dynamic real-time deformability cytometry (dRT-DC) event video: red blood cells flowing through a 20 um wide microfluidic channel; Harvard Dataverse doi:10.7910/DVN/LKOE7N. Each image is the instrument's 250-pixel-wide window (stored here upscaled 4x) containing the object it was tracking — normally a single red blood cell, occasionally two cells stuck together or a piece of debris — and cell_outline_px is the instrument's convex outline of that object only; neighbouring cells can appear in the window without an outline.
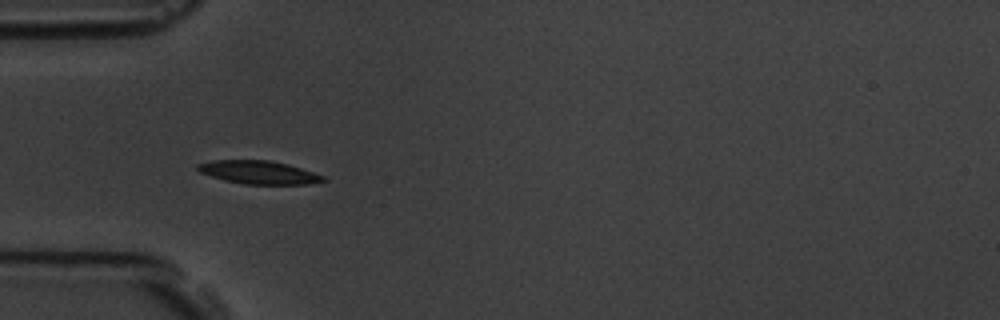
{"species": "common noctule bat (a hibernating species)", "species_latin": "Nyctalus noctula", "temperature_condition": "room temperature", "stored_images_in_passage": 8, "camera_frame_rate_fps": 3000, "um_per_image_px": 0.085, "animal": {"sex": "male", "body_mass_g": 19.5, "forearm_length_mm": 54.6}, "frame": {"image": 1, "passage_image": 6, "time_ms": 5.667, "image_size_px": [1000, 320], "cell_outline_px": [[328, 180], [308, 184], [244, 184], [224, 180], [200, 172], [196, 168], [196, 164], [212, 160], [268, 160], [288, 164], [324, 176]], "centroid_in_image_um": [21.97, 14.64], "position_along_channel_um": 63.0, "area_um2": 16.88}}
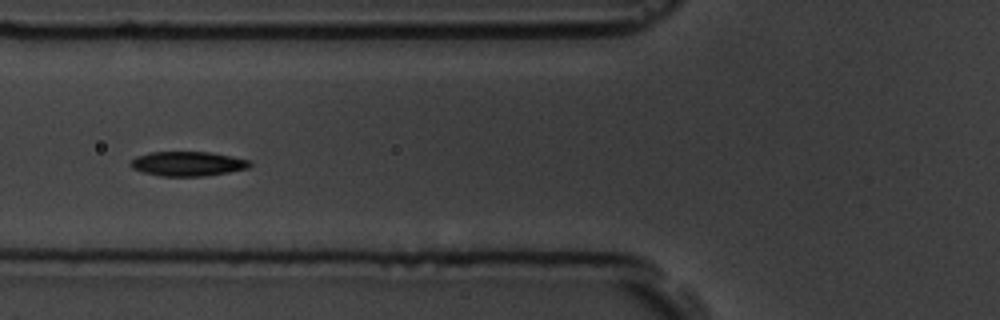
{"frame": {"image": 2, "passage_image": 7, "time_ms": 7.0, "image_size_px": [1000, 320], "cell_outline_px": [[252, 164], [248, 168], [228, 172], [204, 176], [160, 176], [144, 172], [132, 168], [128, 164], [136, 156], [148, 152], [212, 152], [252, 160]], "centroid_in_image_um": [15.97, 13.91], "position_along_channel_um": 109.8, "area_um2": 17.17}}
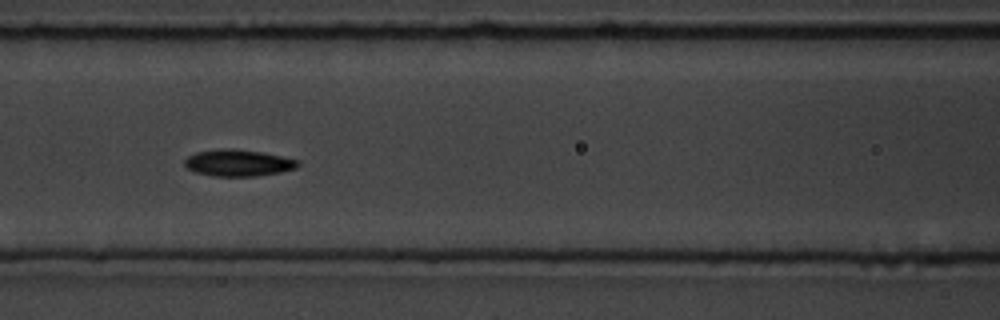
{"frame": {"image": 3, "passage_image": 8, "time_ms": 8.0, "image_size_px": [1000, 320], "cell_outline_px": [[300, 164], [296, 168], [280, 172], [256, 176], [212, 176], [196, 172], [188, 168], [184, 164], [184, 160], [188, 156], [196, 152], [224, 148], [228, 148], [260, 152], [300, 160]], "centroid_in_image_um": [20.25, 13.85], "position_along_channel_um": 146.4, "area_um2": 17.46}}